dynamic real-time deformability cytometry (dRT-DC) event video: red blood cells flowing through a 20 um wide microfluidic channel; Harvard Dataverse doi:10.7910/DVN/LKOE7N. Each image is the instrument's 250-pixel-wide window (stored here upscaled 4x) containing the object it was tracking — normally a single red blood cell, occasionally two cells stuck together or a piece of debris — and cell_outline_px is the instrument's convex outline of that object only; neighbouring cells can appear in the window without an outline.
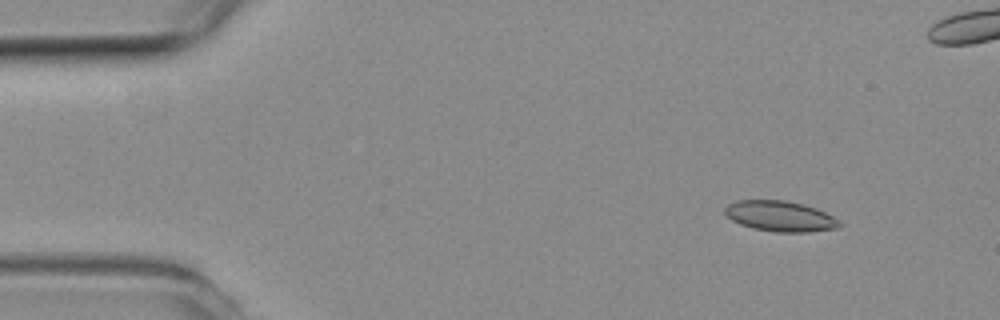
{"species": "common noctule bat (a hibernating species)", "species_latin": "Nyctalus noctula", "temperature_condition": "room temperature", "stored_images_in_passage": 50, "camera_frame_rate_fps": 3000, "um_per_image_px": 0.085, "animal": {"sex": "female", "body_mass_g": 19.3, "forearm_length_mm": 54.1}, "frame": {"image": 1, "passage_image": 1, "time_ms": 0.0, "image_size_px": [1000, 320], "cell_outline_px": [[840, 224], [836, 228], [808, 232], [776, 232], [752, 228], [740, 224], [732, 220], [724, 212], [724, 208], [728, 204], [736, 200], [784, 200], [804, 204], [816, 208], [840, 220]], "centroid_in_image_um": [66.29, 18.37], "position_along_channel_um": 18.7, "area_um2": 20.35}}
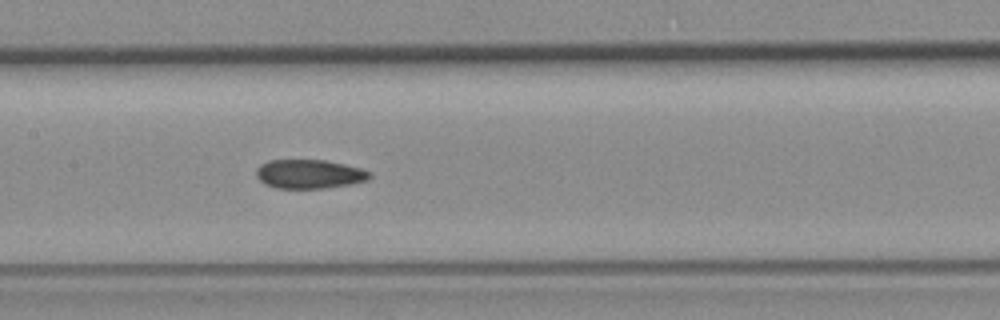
{"frame": {"image": 2, "passage_image": 21, "time_ms": 6.667, "image_size_px": [1000, 320], "cell_outline_px": [[372, 176], [368, 180], [352, 184], [324, 188], [276, 188], [264, 184], [256, 176], [256, 168], [260, 164], [268, 160], [324, 160], [344, 164], [360, 168], [368, 172]], "centroid_in_image_um": [26.26, 14.79], "position_along_channel_um": 181.1, "area_um2": 19.19}}
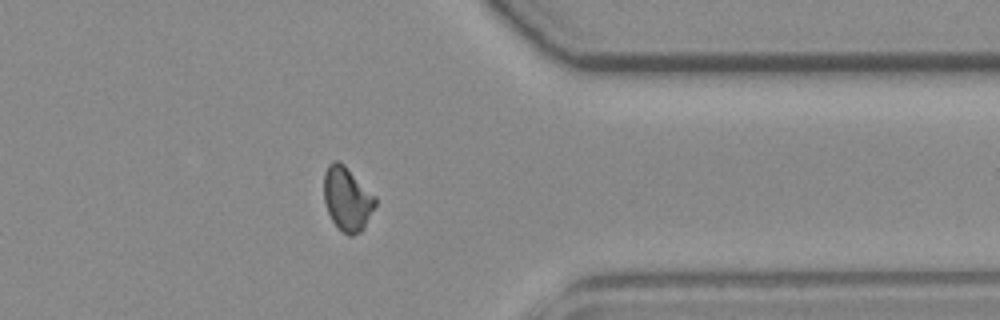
{"frame": {"image": 3, "passage_image": 38, "time_ms": 12.333, "image_size_px": [1000, 320], "cell_outline_px": [[376, 204], [364, 228], [360, 232], [352, 236], [348, 236], [332, 220], [328, 212], [324, 200], [324, 172], [328, 164], [332, 160], [336, 160], [344, 164], [376, 196]], "centroid_in_image_um": [29.51, 16.88], "position_along_channel_um": 381.9, "area_um2": 19.13}}